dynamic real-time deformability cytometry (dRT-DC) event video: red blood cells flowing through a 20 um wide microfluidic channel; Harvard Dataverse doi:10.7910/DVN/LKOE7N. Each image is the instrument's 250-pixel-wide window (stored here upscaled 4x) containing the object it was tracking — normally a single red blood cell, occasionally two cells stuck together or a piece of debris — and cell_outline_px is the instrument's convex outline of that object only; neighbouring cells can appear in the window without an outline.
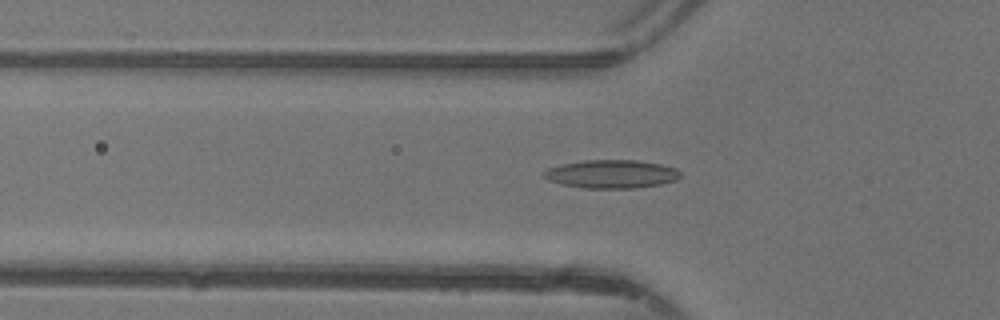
{"species": "common noctule bat (a hibernating species)", "species_latin": "Nyctalus noctula", "temperature_condition": "warm", "stored_images_in_passage": 35, "camera_frame_rate_fps": 3000, "um_per_image_px": 0.085, "animal": {"sex": "female"}, "frame": {"image": 1, "passage_image": 3, "time_ms": 0.667, "image_size_px": [1000, 320], "cell_outline_px": [[680, 176], [676, 180], [660, 184], [636, 188], [584, 188], [564, 184], [548, 180], [540, 172], [548, 168], [560, 164], [584, 160], [636, 160], [660, 164], [676, 168], [680, 172]], "centroid_in_image_um": [51.95, 14.78], "position_along_channel_um": 73.8, "area_um2": 22.54}}
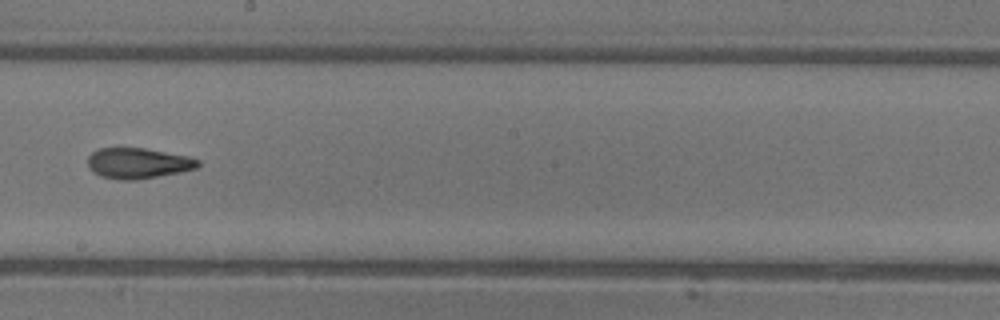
{"frame": {"image": 2, "passage_image": 14, "time_ms": 4.333, "image_size_px": [1000, 320], "cell_outline_px": [[200, 164], [196, 168], [180, 172], [136, 180], [120, 180], [100, 176], [92, 172], [88, 168], [88, 156], [92, 152], [100, 148], [144, 148], [188, 156], [200, 160]], "centroid_in_image_um": [11.71, 13.88], "position_along_channel_um": 236.5, "area_um2": 19.71}}
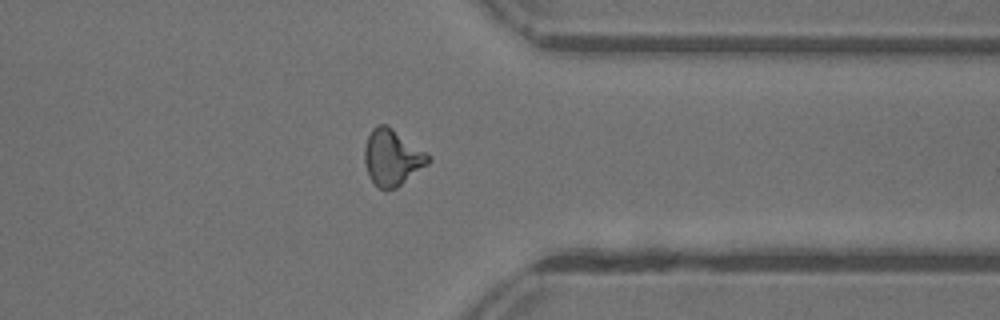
{"frame": {"image": 3, "passage_image": 24, "time_ms": 7.667, "image_size_px": [1000, 320], "cell_outline_px": [[432, 160], [428, 164], [396, 188], [384, 192], [368, 176], [364, 160], [364, 148], [368, 136], [372, 128], [376, 124], [388, 124], [428, 152]], "centroid_in_image_um": [33.35, 13.37], "position_along_channel_um": 378.1, "area_um2": 21.27}, "authors_computed_cell_mechanics": {"area_um2": 19.8832, "velocity_mm_per_s": 4.41, "shape_relaxation_time_tau1_ms": 8.0461, "shape_relaxation_time_tau2_ms": 2.4191, "deformation_change_tau1": 0.2374, "deformation_change_tau2": 0.1138}}